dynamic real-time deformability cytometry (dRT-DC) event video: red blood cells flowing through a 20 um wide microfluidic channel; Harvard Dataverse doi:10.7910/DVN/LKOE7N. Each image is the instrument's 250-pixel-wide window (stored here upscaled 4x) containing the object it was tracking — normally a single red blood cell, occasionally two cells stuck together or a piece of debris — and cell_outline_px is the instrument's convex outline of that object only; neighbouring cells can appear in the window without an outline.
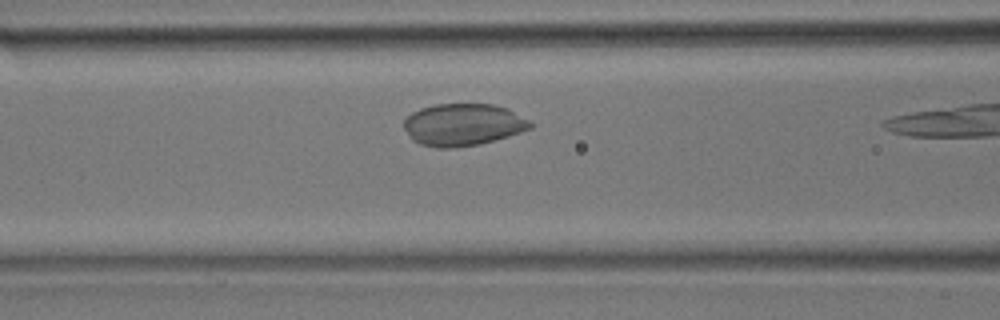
{"species": "common noctule bat (a hibernating species)", "species_latin": "Nyctalus noctula", "temperature_condition": "room temperature", "stored_images_in_passage": 8, "camera_frame_rate_fps": 3000, "um_per_image_px": 0.085, "animal": {"sex": "male", "body_mass_g": 17.9}, "frame": {"image": 1, "passage_image": 7, "time_ms": 2.0, "image_size_px": [1000, 320], "cell_outline_px": [[532, 128], [508, 136], [480, 144], [452, 148], [436, 148], [420, 144], [412, 140], [404, 128], [404, 120], [412, 112], [420, 108], [436, 104], [492, 104], [508, 108], [528, 120], [532, 124]], "centroid_in_image_um": [39.34, 10.6], "position_along_channel_um": 127.3, "area_um2": 31.04}}